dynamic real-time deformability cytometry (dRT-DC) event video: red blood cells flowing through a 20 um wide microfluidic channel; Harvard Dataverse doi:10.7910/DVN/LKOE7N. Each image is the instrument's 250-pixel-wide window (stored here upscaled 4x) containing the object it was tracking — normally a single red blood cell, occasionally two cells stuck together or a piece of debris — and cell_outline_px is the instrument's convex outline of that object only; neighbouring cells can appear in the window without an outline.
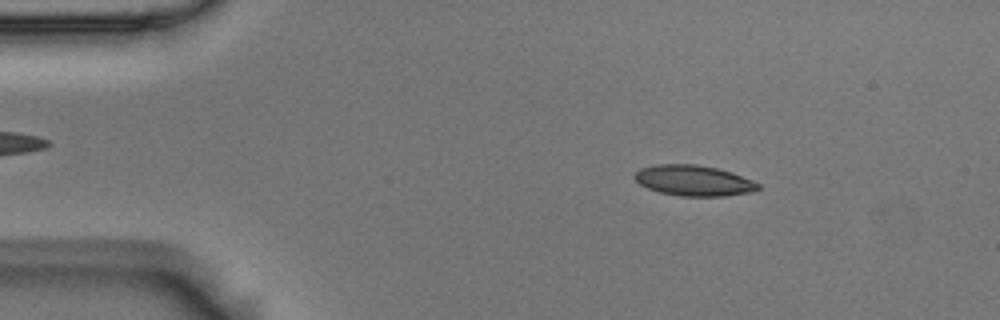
{"species": "Egyptian fruit bat (a non-hibernating species)", "species_latin": "Rousettus aegyptiacus", "temperature_condition": "room temperature", "stored_images_in_passage": 53, "camera_frame_rate_fps": 3000, "um_per_image_px": 0.085, "animal": {"sex": "male"}, "frame": {"image": 1, "passage_image": 8, "time_ms": 2.333, "image_size_px": [1000, 320], "cell_outline_px": [[760, 188], [756, 192], [724, 196], [680, 196], [660, 192], [648, 188], [640, 184], [632, 176], [640, 168], [656, 164], [696, 164], [716, 168], [732, 172], [752, 180], [760, 184]], "centroid_in_image_um": [58.99, 15.35], "position_along_channel_um": 26.0, "area_um2": 22.2}}
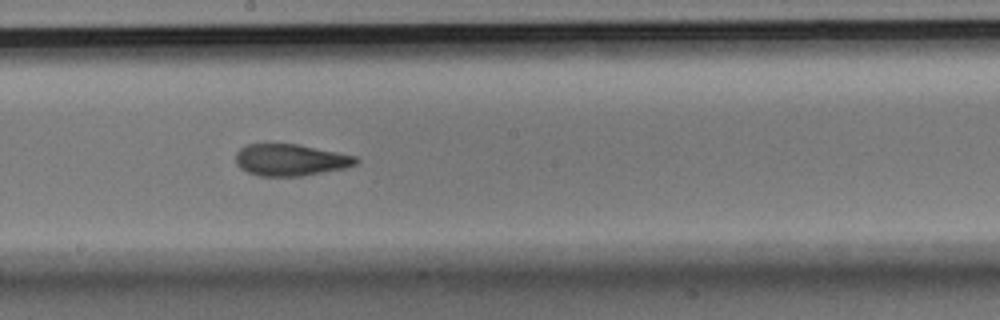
{"frame": {"image": 2, "passage_image": 29, "time_ms": 9.333, "image_size_px": [1000, 320], "cell_outline_px": [[360, 160], [356, 164], [344, 168], [300, 176], [260, 176], [248, 172], [240, 168], [236, 164], [236, 152], [240, 148], [248, 144], [296, 144], [356, 156]], "centroid_in_image_um": [24.67, 13.59], "position_along_channel_um": 223.5, "area_um2": 22.02}}
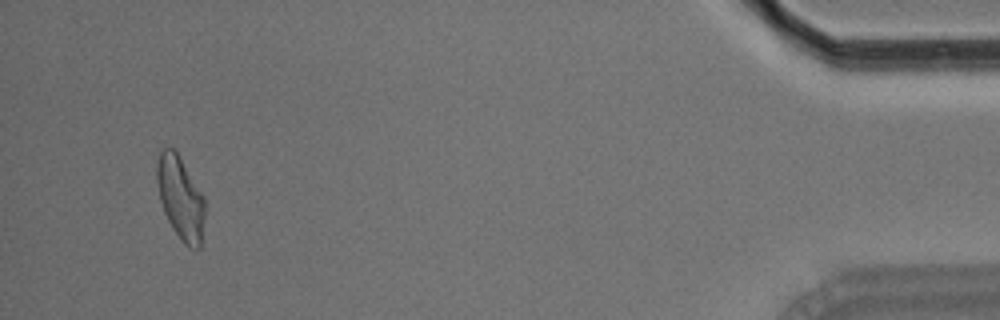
{"frame": {"image": 3, "passage_image": 51, "time_ms": 16.667, "image_size_px": [1000, 320], "cell_outline_px": [[204, 216], [200, 248], [188, 248], [184, 244], [172, 228], [164, 212], [160, 200], [156, 180], [156, 164], [160, 152], [164, 148], [172, 148], [176, 152], [204, 196]], "centroid_in_image_um": [15.32, 16.84], "position_along_channel_um": 419.9, "area_um2": 22.95}, "authors_computed_cell_mechanics": {"area_um2": 22.5998, "velocity_mm_per_s": 3.7086, "shape_relaxation_time_tau1_ms": 7.187, "shape_relaxation_time_tau2_ms": 2.4361, "deformation_change_tau1": 0.1981, "deformation_change_tau2": 0.0995}}